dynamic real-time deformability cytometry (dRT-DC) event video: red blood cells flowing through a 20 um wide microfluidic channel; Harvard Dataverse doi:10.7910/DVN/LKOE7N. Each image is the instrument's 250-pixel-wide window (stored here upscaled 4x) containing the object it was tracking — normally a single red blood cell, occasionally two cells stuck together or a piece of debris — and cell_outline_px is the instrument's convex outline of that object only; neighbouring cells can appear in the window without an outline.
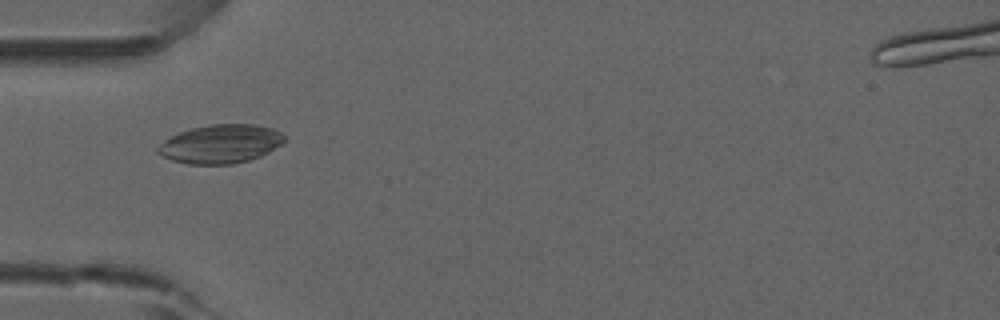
{"species": "common noctule bat (a hibernating species)", "species_latin": "Nyctalus noctula", "temperature_condition": "room temperature", "stored_images_in_passage": 51, "camera_frame_rate_fps": 3000, "um_per_image_px": 0.085, "animal": {"sex": "male", "forearm_length_mm": 52.5}, "frame": {"image": 1, "passage_image": 15, "time_ms": 4.667, "image_size_px": [1000, 320], "cell_outline_px": [[288, 140], [268, 152], [260, 156], [248, 160], [232, 164], [188, 164], [172, 160], [156, 152], [156, 148], [164, 140], [180, 132], [192, 128], [208, 124], [252, 124], [272, 128], [288, 136]], "centroid_in_image_um": [18.78, 12.23], "position_along_channel_um": 66.2, "area_um2": 28.55}}
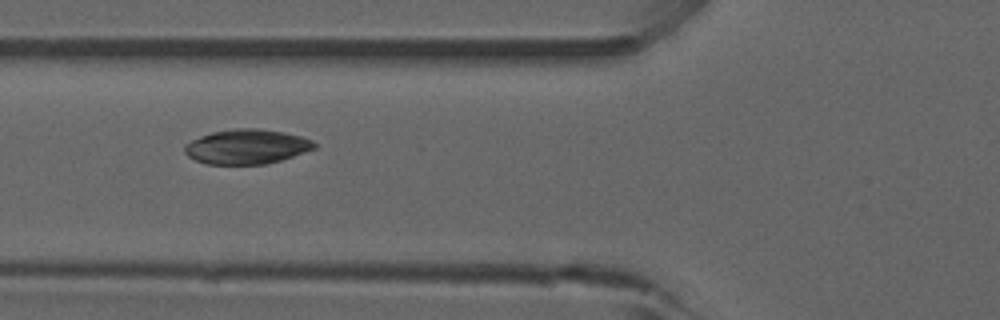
{"frame": {"image": 2, "passage_image": 18, "time_ms": 5.667, "image_size_px": [1000, 320], "cell_outline_px": [[316, 148], [280, 160], [264, 164], [208, 164], [196, 160], [188, 156], [184, 152], [184, 144], [200, 136], [212, 132], [236, 128], [256, 128], [284, 132], [300, 136], [312, 140], [316, 144]], "centroid_in_image_um": [20.95, 12.46], "position_along_channel_um": 104.8, "area_um2": 26.07}}
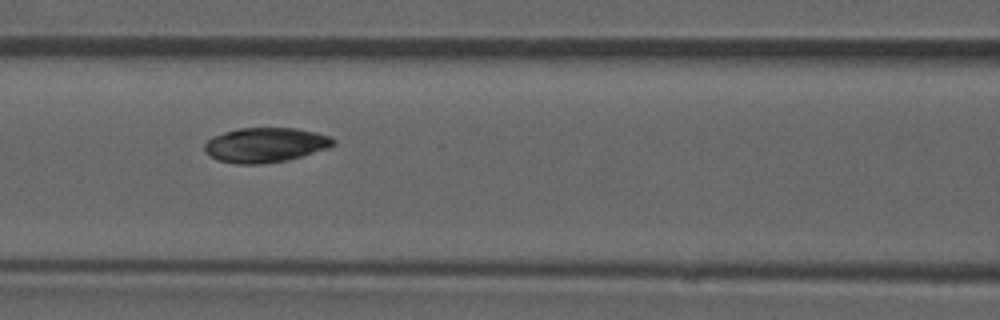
{"frame": {"image": 3, "passage_image": 21, "time_ms": 6.667, "image_size_px": [1000, 320], "cell_outline_px": [[336, 144], [328, 148], [300, 156], [284, 160], [260, 164], [236, 164], [216, 160], [204, 148], [204, 144], [212, 136], [224, 132], [240, 128], [296, 128], [316, 132], [332, 136], [336, 140]], "centroid_in_image_um": [22.58, 12.31], "position_along_channel_um": 144.0, "area_um2": 25.95}}